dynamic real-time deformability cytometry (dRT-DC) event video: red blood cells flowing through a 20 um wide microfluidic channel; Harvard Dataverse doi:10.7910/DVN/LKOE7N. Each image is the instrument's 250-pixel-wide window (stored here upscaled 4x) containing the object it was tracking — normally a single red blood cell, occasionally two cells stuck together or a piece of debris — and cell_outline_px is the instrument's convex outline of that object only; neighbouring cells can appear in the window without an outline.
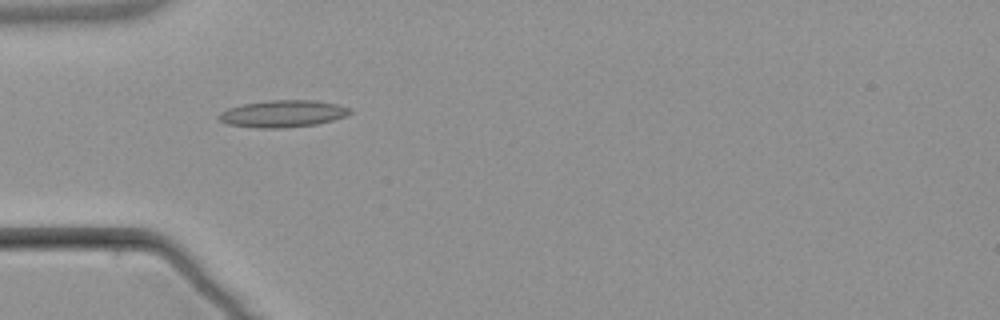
{"species": "common noctule bat (a hibernating species)", "species_latin": "Nyctalus noctula", "temperature_condition": "warm", "stored_images_in_passage": 6, "camera_frame_rate_fps": 3000, "um_per_image_px": 0.085, "animal": {"sex": "male", "body_mass_g": 21.5, "forearm_length_mm": 52.0}, "frame": {"image": 1, "passage_image": 3, "time_ms": 3.333, "image_size_px": [1000, 320], "cell_outline_px": [[352, 112], [344, 116], [332, 120], [316, 124], [280, 128], [256, 128], [228, 124], [220, 120], [216, 116], [220, 112], [228, 108], [244, 104], [268, 100], [316, 100], [336, 104], [348, 108]], "centroid_in_image_um": [23.99, 9.66], "position_along_channel_um": 61.0, "area_um2": 20.46}}
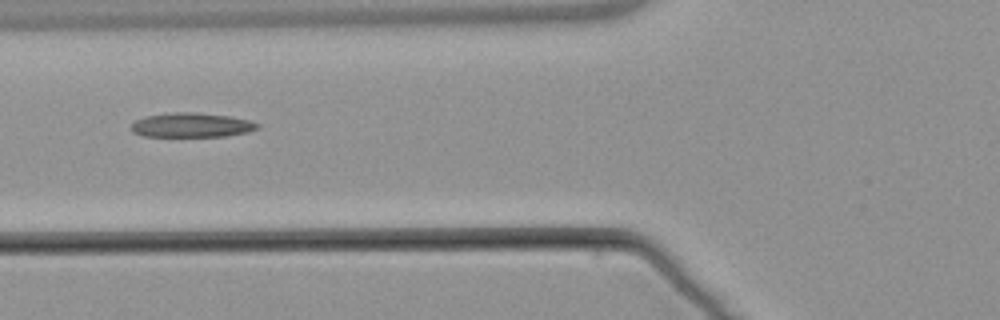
{"frame": {"image": 2, "passage_image": 4, "time_ms": 4.667, "image_size_px": [1000, 320], "cell_outline_px": [[260, 128], [248, 132], [228, 136], [144, 136], [132, 132], [132, 124], [136, 120], [144, 116], [172, 112], [196, 112], [228, 116], [248, 120], [260, 124]], "centroid_in_image_um": [16.3, 10.63], "position_along_channel_um": 109.5, "area_um2": 17.98}}
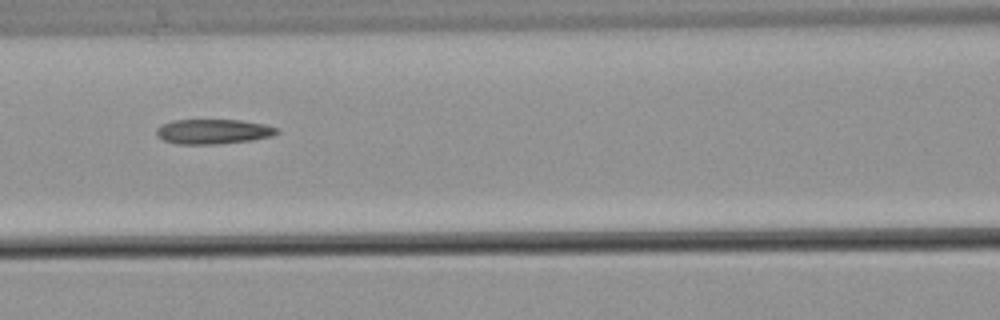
{"frame": {"image": 3, "passage_image": 5, "time_ms": 5.667, "image_size_px": [1000, 320], "cell_outline_px": [[280, 132], [272, 136], [252, 140], [220, 144], [176, 144], [164, 140], [156, 136], [156, 128], [160, 124], [172, 120], [240, 120], [264, 124], [280, 128]], "centroid_in_image_um": [18.12, 11.18], "position_along_channel_um": 148.5, "area_um2": 17.69}}